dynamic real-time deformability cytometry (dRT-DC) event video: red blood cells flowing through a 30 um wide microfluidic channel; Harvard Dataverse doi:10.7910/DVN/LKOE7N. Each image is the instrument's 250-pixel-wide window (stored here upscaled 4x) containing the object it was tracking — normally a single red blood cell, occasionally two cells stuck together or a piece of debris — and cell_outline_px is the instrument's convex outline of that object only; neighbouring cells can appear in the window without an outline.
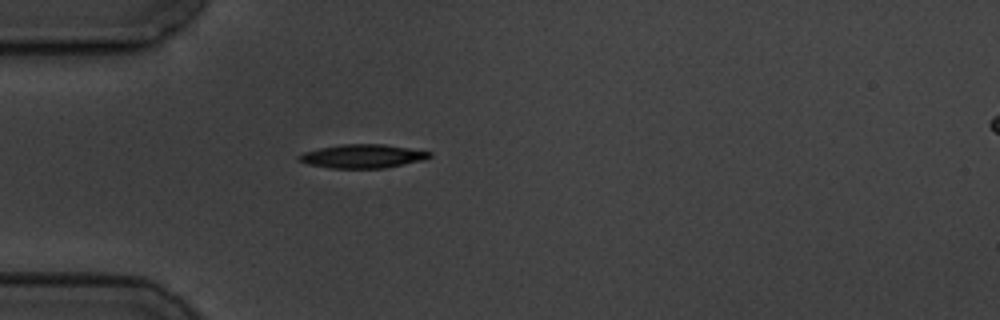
{"species": "common noctule bat (a hibernating species)", "species_latin": "Nyctalus noctula", "temperature_condition": "cold", "stored_images_in_passage": 1, "camera_frame_rate_fps": 3000, "um_per_image_px": 0.085, "animal": {"sex": "male", "body_mass_g": 19.5, "forearm_length_mm": 54.6}, "frame": {"image": 1, "passage_image": 1, "time_ms": 0.0, "image_size_px": [1000, 320], "cell_outline_px": [[432, 156], [424, 160], [384, 168], [332, 168], [308, 164], [300, 160], [296, 156], [304, 152], [320, 148], [344, 144], [384, 144], [432, 152]], "centroid_in_image_um": [30.84, 13.28], "position_along_channel_um": 54.2, "area_um2": 17.86}}